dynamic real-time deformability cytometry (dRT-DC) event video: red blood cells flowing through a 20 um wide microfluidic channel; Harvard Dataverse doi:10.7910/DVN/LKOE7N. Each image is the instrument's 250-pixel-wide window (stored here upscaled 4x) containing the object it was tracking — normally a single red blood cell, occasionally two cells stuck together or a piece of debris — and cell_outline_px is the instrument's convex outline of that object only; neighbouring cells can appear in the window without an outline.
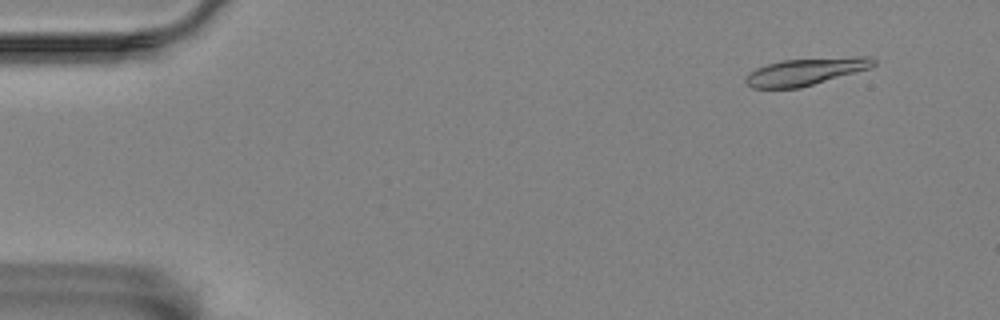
{"species": "Egyptian fruit bat (a non-hibernating species)", "species_latin": "Rousettus aegyptiacus", "temperature_condition": "room temperature", "stored_images_in_passage": 55, "camera_frame_rate_fps": 3000, "um_per_image_px": 0.085, "animal": {"sex": "female"}, "frame": {"image": 1, "passage_image": 2, "time_ms": 0.333, "image_size_px": [1000, 320], "cell_outline_px": [[876, 64], [872, 68], [800, 88], [752, 88], [744, 80], [744, 76], [748, 72], [756, 68], [768, 64], [784, 60], [856, 56], [872, 56], [876, 60]], "centroid_in_image_um": [68.52, 6.08], "position_along_channel_um": 16.5, "area_um2": 20.46}}
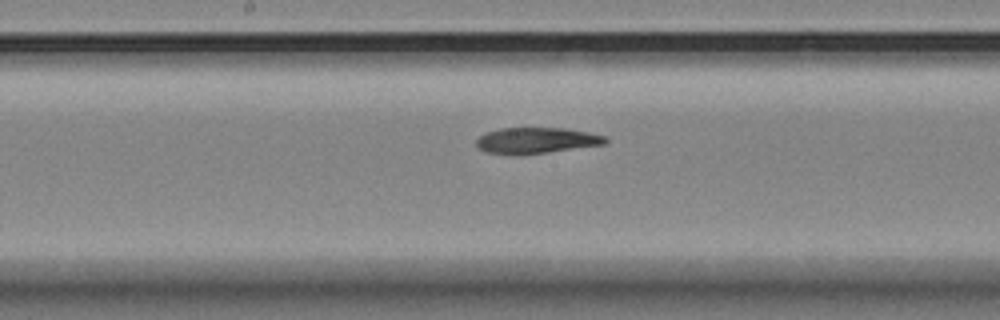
{"frame": {"image": 2, "passage_image": 27, "time_ms": 8.667, "image_size_px": [1000, 320], "cell_outline_px": [[608, 140], [604, 144], [544, 152], [484, 152], [476, 144], [476, 140], [480, 136], [488, 132], [500, 128], [564, 128], [588, 132], [608, 136]], "centroid_in_image_um": [45.65, 11.89], "position_along_channel_um": 202.5, "area_um2": 18.61}}
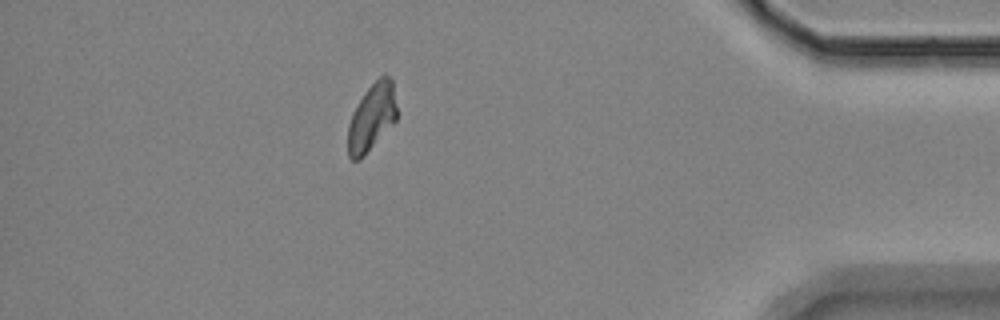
{"frame": {"image": 3, "passage_image": 48, "time_ms": 15.667, "image_size_px": [1000, 320], "cell_outline_px": [[396, 120], [364, 156], [360, 160], [352, 160], [348, 156], [348, 124], [352, 112], [364, 92], [380, 76], [388, 76], [392, 80], [396, 108]], "centroid_in_image_um": [31.57, 9.99], "position_along_channel_um": 403.6, "area_um2": 18.96}}